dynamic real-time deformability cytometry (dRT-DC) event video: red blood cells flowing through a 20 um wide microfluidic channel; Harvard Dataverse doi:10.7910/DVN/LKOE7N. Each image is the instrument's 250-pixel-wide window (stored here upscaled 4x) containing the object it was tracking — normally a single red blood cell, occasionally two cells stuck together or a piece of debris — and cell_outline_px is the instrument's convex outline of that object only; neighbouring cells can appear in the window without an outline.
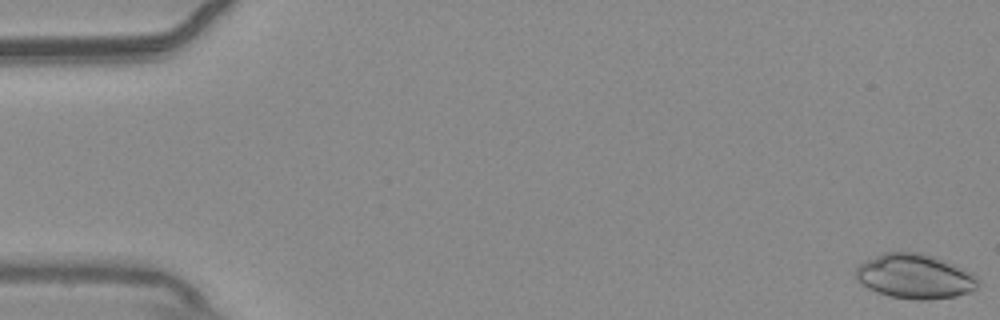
{"species": "common noctule bat (a hibernating species)", "species_latin": "Nyctalus noctula", "temperature_condition": "warm", "stored_images_in_passage": 41, "camera_frame_rate_fps": 3000, "um_per_image_px": 0.085, "animal": {"sex": "male", "body_mass_g": 20.4}, "frame": {"image": 1, "passage_image": 1, "time_ms": 0.0, "image_size_px": [1000, 320], "cell_outline_px": [[980, 284], [976, 288], [968, 292], [956, 296], [928, 300], [916, 300], [888, 296], [876, 292], [868, 288], [856, 280], [852, 272], [864, 260], [884, 252], [920, 252], [932, 256], [972, 272], [980, 280]], "centroid_in_image_um": [77.72, 23.49], "position_along_channel_um": 7.3, "area_um2": 32.08}}
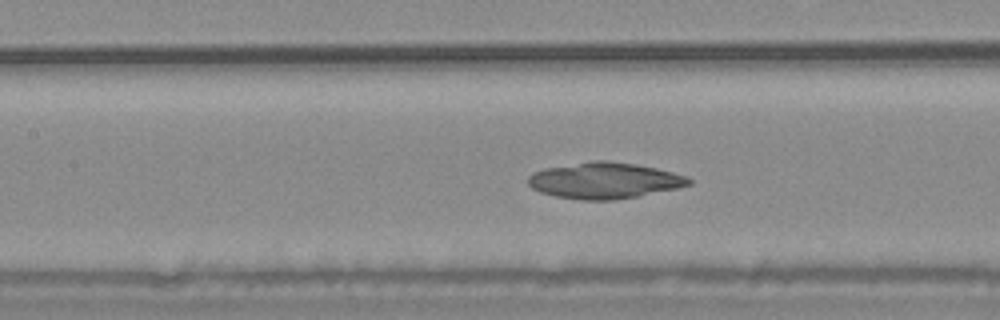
{"frame": {"image": 2, "passage_image": 25, "time_ms": 8.0, "image_size_px": [1000, 320], "cell_outline_px": [[692, 184], [676, 188], [616, 200], [580, 200], [556, 196], [540, 192], [532, 188], [528, 184], [528, 176], [532, 172], [544, 168], [592, 160], [604, 160], [636, 164], [656, 168], [672, 172], [684, 176], [692, 180]], "centroid_in_image_um": [51.33, 15.34], "position_along_channel_um": 156.1, "area_um2": 33.76}}
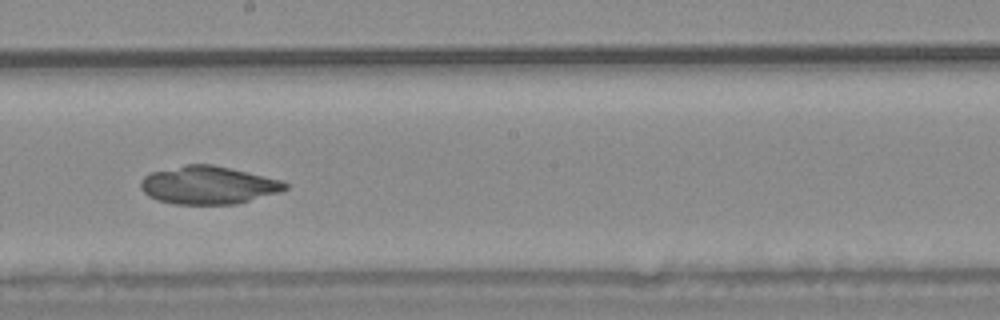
{"frame": {"image": 3, "passage_image": 31, "time_ms": 10.0, "image_size_px": [1000, 320], "cell_outline_px": [[288, 188], [280, 192], [236, 204], [172, 204], [156, 200], [148, 196], [140, 188], [140, 180], [144, 176], [152, 172], [184, 164], [212, 164], [280, 180], [288, 184]], "centroid_in_image_um": [17.66, 15.74], "position_along_channel_um": 230.5, "area_um2": 31.91}}